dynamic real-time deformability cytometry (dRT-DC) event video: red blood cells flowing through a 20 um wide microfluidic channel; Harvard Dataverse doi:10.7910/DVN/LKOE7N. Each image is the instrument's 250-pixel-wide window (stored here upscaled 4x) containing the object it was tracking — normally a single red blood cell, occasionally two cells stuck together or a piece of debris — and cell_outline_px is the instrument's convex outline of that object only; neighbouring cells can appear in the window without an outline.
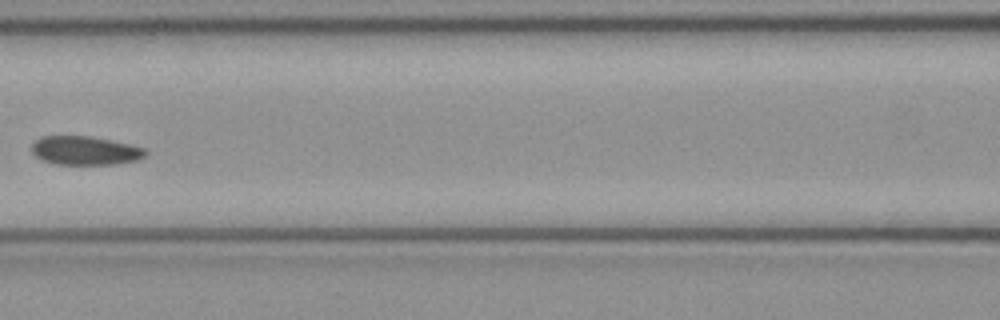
{"species": "common noctule bat (a hibernating species)", "species_latin": "Nyctalus noctula", "temperature_condition": "cold", "stored_images_in_passage": 6, "camera_frame_rate_fps": 3000, "um_per_image_px": 0.085, "animal": {"sex": "female", "body_mass_g": 21.9}, "frame": {"image": 1, "passage_image": 5, "time_ms": 1.333, "image_size_px": [1000, 320], "cell_outline_px": [[148, 152], [144, 156], [136, 160], [116, 164], [52, 164], [40, 160], [32, 152], [32, 144], [40, 136], [92, 136], [112, 140], [144, 148]], "centroid_in_image_um": [7.2, 12.8], "position_along_channel_um": 159.4, "area_um2": 19.13}}
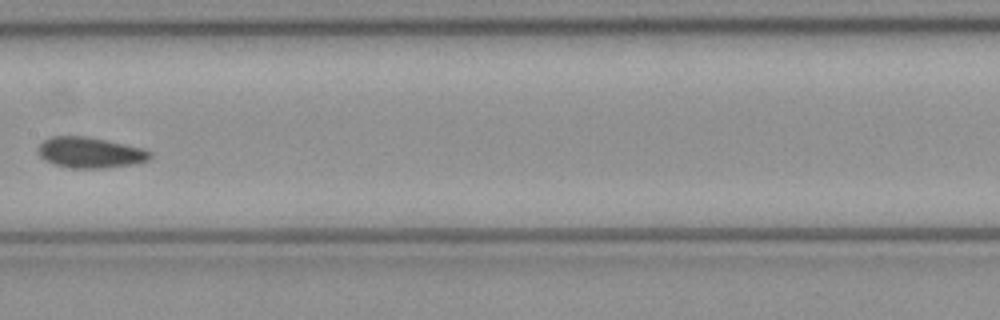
{"frame": {"image": 2, "passage_image": 6, "time_ms": 1.667, "image_size_px": [1000, 320], "cell_outline_px": [[152, 156], [148, 160], [132, 164], [104, 168], [72, 168], [52, 164], [44, 160], [36, 152], [36, 148], [44, 140], [52, 136], [84, 136], [144, 148], [152, 152]], "centroid_in_image_um": [7.62, 12.97], "position_along_channel_um": 199.8, "area_um2": 20.11}}